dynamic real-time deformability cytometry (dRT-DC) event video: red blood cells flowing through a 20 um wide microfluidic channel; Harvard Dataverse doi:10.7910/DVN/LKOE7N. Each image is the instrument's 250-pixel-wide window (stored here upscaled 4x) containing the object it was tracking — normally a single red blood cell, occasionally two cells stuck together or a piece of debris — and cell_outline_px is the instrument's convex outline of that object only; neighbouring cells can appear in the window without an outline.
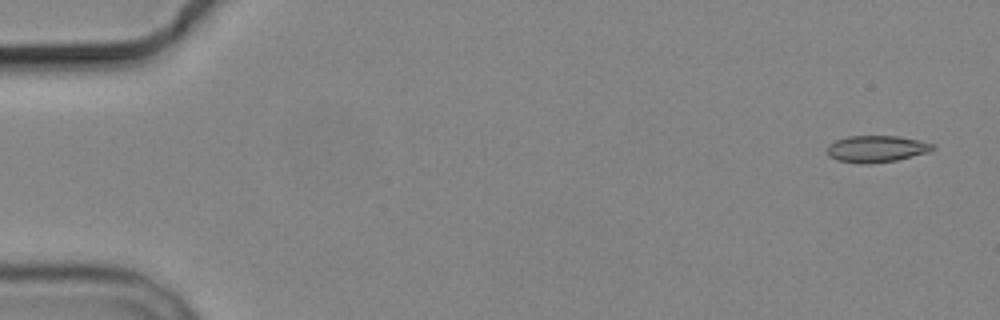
{"species": "common noctule bat (a hibernating species)", "species_latin": "Nyctalus noctula", "temperature_condition": "cold", "stored_images_in_passage": 5, "camera_frame_rate_fps": 3000, "um_per_image_px": 0.085, "animal": {"sex": "male", "body_mass_g": 19.2, "forearm_length_mm": 51.8}, "frame": {"image": 1, "passage_image": 1, "time_ms": 0.0, "image_size_px": [1000, 320], "cell_outline_px": [[936, 148], [928, 152], [896, 160], [868, 164], [860, 164], [836, 160], [828, 156], [828, 144], [836, 140], [848, 136], [896, 136], [920, 140], [936, 144]], "centroid_in_image_um": [74.51, 12.65], "position_along_channel_um": 10.5, "area_um2": 16.53}}
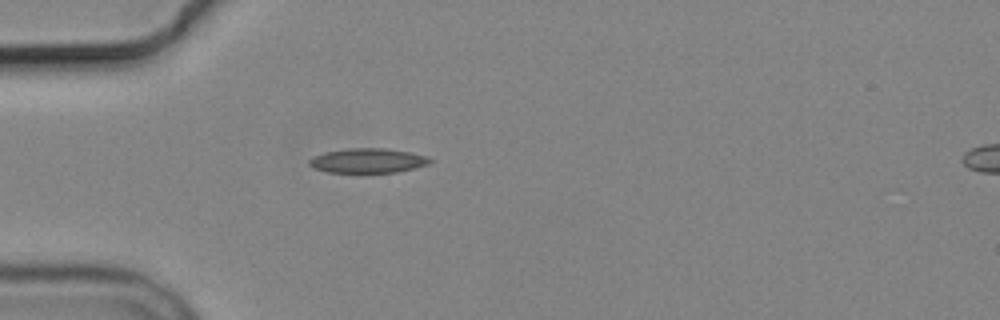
{"frame": {"image": 2, "passage_image": 5, "time_ms": 4.667, "image_size_px": [1000, 320], "cell_outline_px": [[432, 160], [428, 164], [416, 168], [396, 172], [328, 172], [312, 168], [308, 164], [308, 160], [312, 156], [324, 152], [348, 148], [384, 148], [408, 152], [428, 156]], "centroid_in_image_um": [31.22, 13.65], "position_along_channel_um": 53.8, "area_um2": 17.34}}